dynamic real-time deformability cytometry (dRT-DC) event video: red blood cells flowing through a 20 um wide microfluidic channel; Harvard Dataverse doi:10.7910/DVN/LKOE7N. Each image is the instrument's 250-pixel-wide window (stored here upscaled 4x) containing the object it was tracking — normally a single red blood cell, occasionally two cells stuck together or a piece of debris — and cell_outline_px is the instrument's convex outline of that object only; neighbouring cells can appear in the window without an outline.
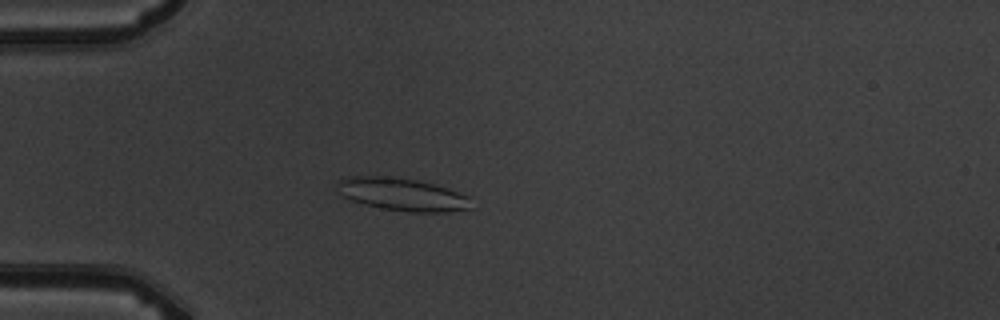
{"species": "common noctule bat (a hibernating species)", "species_latin": "Nyctalus noctula", "temperature_condition": "warm", "stored_images_in_passage": 5, "camera_frame_rate_fps": 3000, "um_per_image_px": 0.085, "animal": {"sex": "male", "body_mass_g": 19.5, "forearm_length_mm": 54.6}, "frame": {"image": 1, "passage_image": 5, "time_ms": 4.667, "image_size_px": [1000, 320], "cell_outline_px": [[472, 208], [444, 212], [408, 212], [380, 208], [352, 200], [344, 196], [340, 192], [336, 184], [340, 180], [348, 176], [388, 176], [416, 180], [448, 188], [472, 196]], "centroid_in_image_um": [34.25, 16.53], "position_along_channel_um": 50.7, "area_um2": 25.61}}